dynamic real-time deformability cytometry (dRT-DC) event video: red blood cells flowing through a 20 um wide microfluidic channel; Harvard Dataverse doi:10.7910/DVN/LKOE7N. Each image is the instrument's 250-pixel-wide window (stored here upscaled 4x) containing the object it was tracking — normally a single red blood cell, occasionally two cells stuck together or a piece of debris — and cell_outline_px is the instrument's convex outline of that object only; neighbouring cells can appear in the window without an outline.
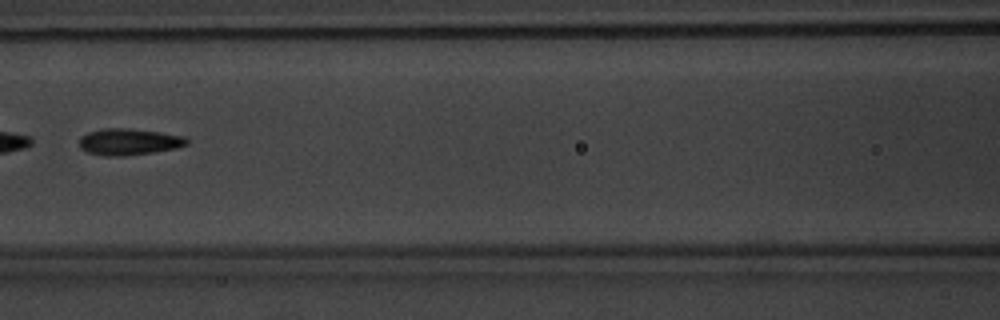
{"species": "common noctule bat (a hibernating species)", "species_latin": "Nyctalus noctula", "temperature_condition": "warm", "stored_images_in_passage": 4, "camera_frame_rate_fps": 3000, "um_per_image_px": 0.085, "animal": {"sex": "male", "body_mass_g": 20.1, "forearm_length_mm": 53.5}, "frame": {"image": 1, "passage_image": 3, "time_ms": 2.333, "image_size_px": [1000, 320], "cell_outline_px": [[188, 144], [176, 148], [152, 152], [124, 156], [108, 156], [88, 152], [80, 148], [80, 136], [88, 132], [104, 128], [128, 128], [160, 132], [184, 136], [188, 140]], "centroid_in_image_um": [10.95, 12.04], "position_along_channel_um": 155.6, "area_um2": 16.53}}